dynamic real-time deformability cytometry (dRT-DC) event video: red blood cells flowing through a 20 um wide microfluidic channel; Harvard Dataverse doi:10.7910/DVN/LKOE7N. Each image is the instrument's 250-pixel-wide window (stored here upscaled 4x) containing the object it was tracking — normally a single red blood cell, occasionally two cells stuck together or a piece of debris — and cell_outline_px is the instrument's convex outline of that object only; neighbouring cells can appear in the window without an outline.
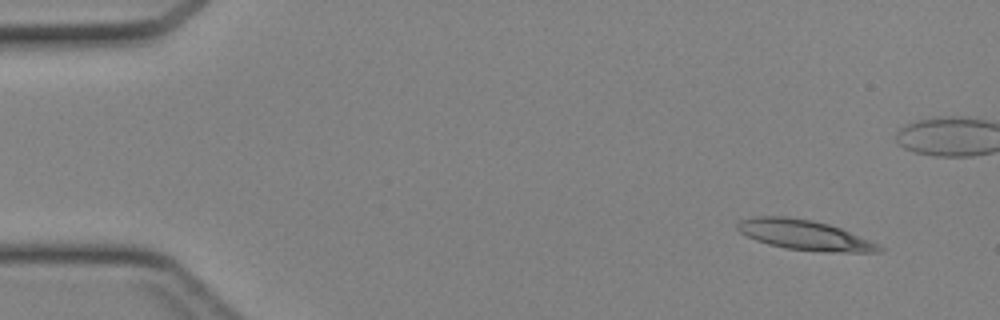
{"species": "Egyptian fruit bat (a non-hibernating species)", "species_latin": "Rousettus aegyptiacus", "temperature_condition": "cold", "stored_images_in_passage": 43, "camera_frame_rate_fps": 3000, "um_per_image_px": 0.085, "animal": {"sex": "female"}, "frame": {"image": 1, "passage_image": 1, "time_ms": 0.0, "image_size_px": [1000, 320], "cell_outline_px": [[884, 248], [880, 252], [832, 252], [788, 248], [768, 244], [756, 240], [740, 232], [736, 228], [736, 224], [740, 220], [752, 216], [784, 216], [812, 220], [828, 224], [840, 228], [880, 244]], "centroid_in_image_um": [68.38, 19.96], "position_along_channel_um": 16.6, "area_um2": 24.62}}
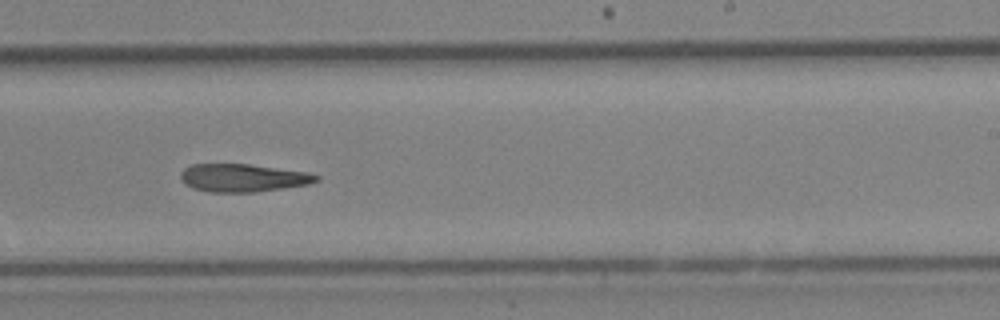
{"frame": {"image": 2, "passage_image": 25, "time_ms": 8.0, "image_size_px": [1000, 320], "cell_outline_px": [[320, 180], [308, 184], [252, 192], [208, 192], [192, 188], [184, 184], [180, 180], [180, 172], [184, 168], [192, 164], [248, 164], [304, 172], [320, 176]], "centroid_in_image_um": [20.57, 15.12], "position_along_channel_um": 268.4, "area_um2": 21.91}}
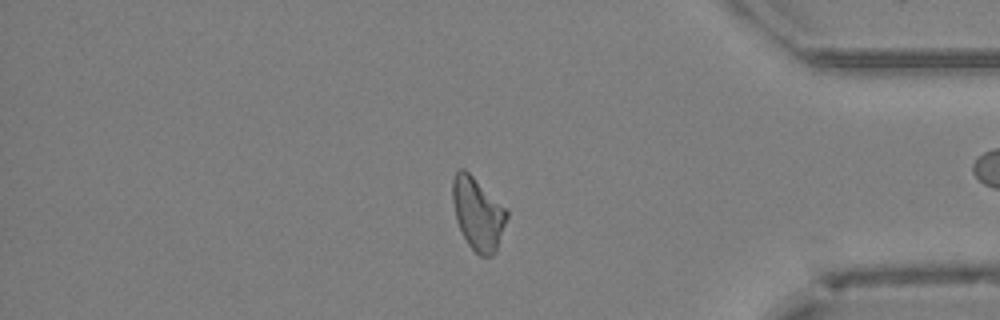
{"frame": {"image": 3, "passage_image": 35, "time_ms": 11.333, "image_size_px": [1000, 320], "cell_outline_px": [[508, 216], [496, 252], [492, 256], [480, 256], [468, 244], [456, 220], [452, 200], [452, 180], [456, 172], [460, 168], [464, 168], [508, 208]], "centroid_in_image_um": [40.63, 18.14], "position_along_channel_um": 394.6, "area_um2": 23.06}}